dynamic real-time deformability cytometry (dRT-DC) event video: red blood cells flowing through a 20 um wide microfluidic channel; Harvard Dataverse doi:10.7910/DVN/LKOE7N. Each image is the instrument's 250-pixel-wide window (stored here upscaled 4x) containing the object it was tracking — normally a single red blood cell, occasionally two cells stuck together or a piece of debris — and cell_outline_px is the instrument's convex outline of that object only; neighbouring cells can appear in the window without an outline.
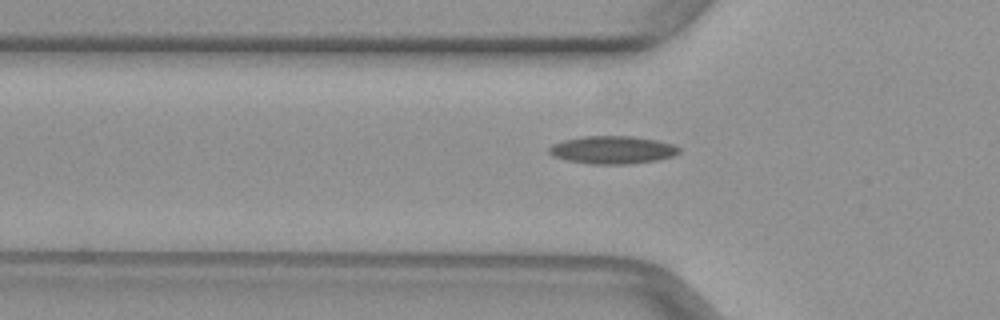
{"species": "common noctule bat (a hibernating species)", "species_latin": "Nyctalus noctula", "temperature_condition": "warm", "stored_images_in_passage": 35, "camera_frame_rate_fps": 3000, "um_per_image_px": 0.085, "animal": {"sex": "female", "body_mass_g": 29.2, "forearm_length_mm": 56.3}, "frame": {"image": 1, "passage_image": 2, "time_ms": 0.333, "image_size_px": [1000, 320], "cell_outline_px": [[680, 152], [676, 156], [660, 160], [628, 164], [592, 164], [568, 160], [552, 156], [548, 152], [548, 148], [552, 144], [564, 140], [584, 136], [632, 136], [656, 140], [676, 144], [680, 148]], "centroid_in_image_um": [52.11, 12.74], "position_along_channel_um": 73.7, "area_um2": 21.33}}
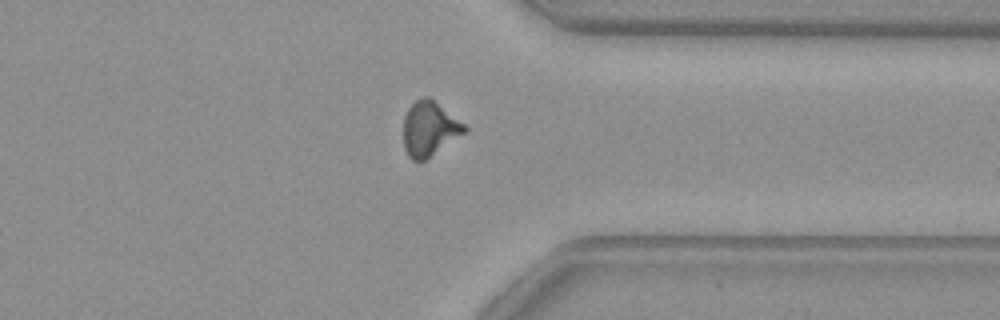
{"frame": {"image": 2, "passage_image": 24, "time_ms": 7.667, "image_size_px": [1000, 320], "cell_outline_px": [[468, 128], [464, 132], [424, 160], [412, 160], [408, 156], [404, 148], [404, 116], [408, 108], [416, 100], [424, 96], [432, 96], [464, 124]], "centroid_in_image_um": [36.48, 10.88], "position_along_channel_um": 374.9, "area_um2": 19.25}}
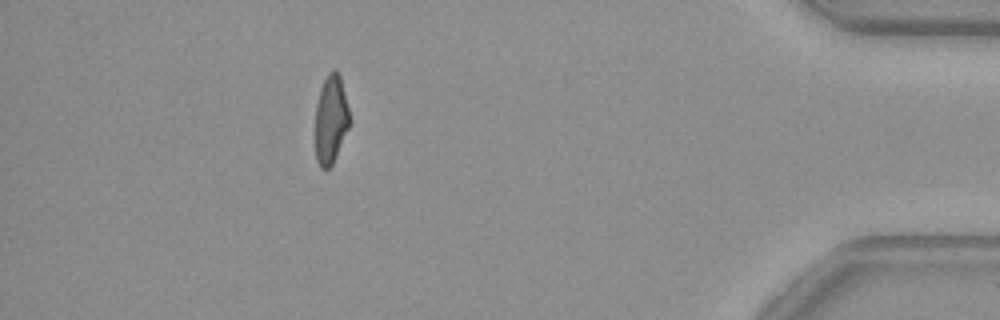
{"frame": {"image": 3, "passage_image": 30, "time_ms": 9.667, "image_size_px": [1000, 320], "cell_outline_px": [[348, 128], [332, 164], [328, 168], [320, 168], [316, 160], [316, 104], [320, 88], [328, 72], [332, 68], [340, 76], [348, 108]], "centroid_in_image_um": [28.09, 10.14], "position_along_channel_um": 407.1, "area_um2": 17.22}}